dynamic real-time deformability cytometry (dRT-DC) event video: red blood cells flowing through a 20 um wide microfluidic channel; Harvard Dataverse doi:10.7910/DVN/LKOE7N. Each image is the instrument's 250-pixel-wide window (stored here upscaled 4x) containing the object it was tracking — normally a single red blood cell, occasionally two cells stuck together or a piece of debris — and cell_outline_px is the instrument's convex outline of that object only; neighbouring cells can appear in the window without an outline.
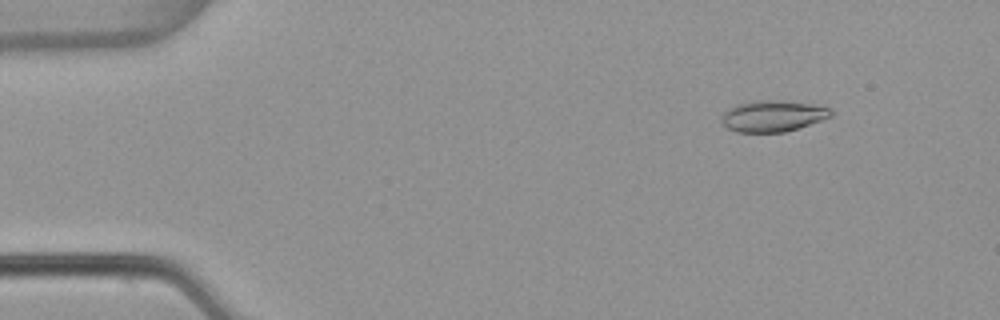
{"species": "common noctule bat (a hibernating species)", "species_latin": "Nyctalus noctula", "temperature_condition": "warm", "stored_images_in_passage": 49, "camera_frame_rate_fps": 3000, "um_per_image_px": 0.085, "animal": {"sex": "female", "body_mass_g": 22.7, "forearm_length_mm": 54.2}, "frame": {"image": 1, "passage_image": 2, "time_ms": 0.333, "image_size_px": [1000, 320], "cell_outline_px": [[832, 116], [784, 132], [736, 132], [728, 128], [720, 120], [720, 116], [728, 108], [736, 104], [752, 100], [776, 100], [820, 104], [832, 108]], "centroid_in_image_um": [65.68, 9.83], "position_along_channel_um": 19.3, "area_um2": 20.11}}
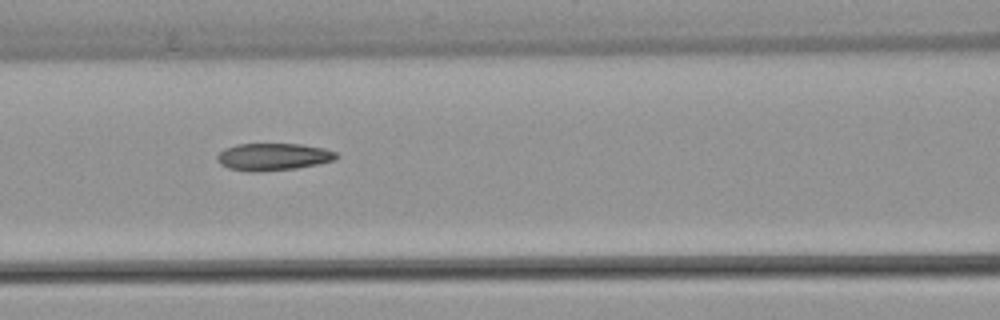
{"frame": {"image": 2, "passage_image": 19, "time_ms": 6.0, "image_size_px": [1000, 320], "cell_outline_px": [[340, 156], [336, 160], [296, 168], [256, 172], [252, 172], [228, 168], [220, 164], [216, 160], [216, 156], [224, 148], [236, 144], [300, 144], [324, 148], [336, 152]], "centroid_in_image_um": [23.21, 13.32], "position_along_channel_um": 143.4, "area_um2": 19.02}}
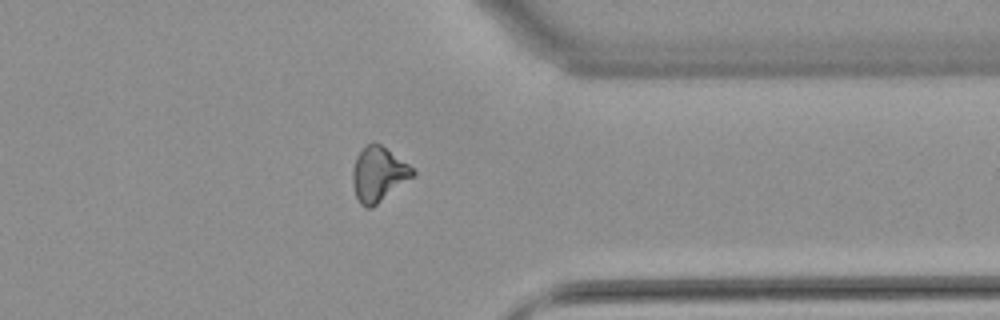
{"frame": {"image": 3, "passage_image": 38, "time_ms": 12.333, "image_size_px": [1000, 320], "cell_outline_px": [[416, 172], [412, 176], [372, 208], [364, 208], [360, 204], [356, 196], [352, 184], [352, 172], [356, 156], [368, 144], [380, 144], [408, 164]], "centroid_in_image_um": [32.13, 14.83], "position_along_channel_um": 379.3, "area_um2": 18.67}, "authors_computed_cell_mechanics": {"area_um2": 18.9006, "velocity_mm_per_s": 3.8348, "shape_relaxation_time_tau1_ms": 9.5765, "shape_relaxation_time_tau2_ms": 3.6033, "deformation_change_tau1": 0.2385, "deformation_change_tau2": 0.1298}}